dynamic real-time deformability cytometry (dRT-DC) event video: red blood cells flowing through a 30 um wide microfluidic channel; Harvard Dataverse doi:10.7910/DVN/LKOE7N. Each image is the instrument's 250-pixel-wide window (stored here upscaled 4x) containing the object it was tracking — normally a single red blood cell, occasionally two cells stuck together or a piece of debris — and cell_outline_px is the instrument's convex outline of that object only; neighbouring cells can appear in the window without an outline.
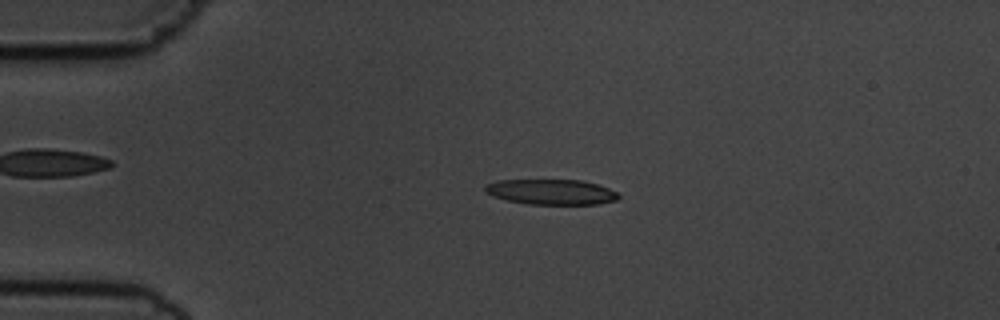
{"species": "common noctule bat (a hibernating species)", "species_latin": "Nyctalus noctula", "temperature_condition": "cold", "stored_images_in_passage": 55, "camera_frame_rate_fps": 3000, "um_per_image_px": 0.085, "animal": {"sex": "male", "body_mass_g": 19.5, "forearm_length_mm": 54.6}, "frame": {"image": 1, "passage_image": 12, "time_ms": 3.667, "image_size_px": [1000, 320], "cell_outline_px": [[620, 196], [616, 200], [600, 204], [528, 204], [508, 200], [492, 196], [484, 192], [484, 184], [496, 180], [584, 180], [608, 188], [616, 192]], "centroid_in_image_um": [46.82, 16.31], "position_along_channel_um": 38.2, "area_um2": 19.77}}
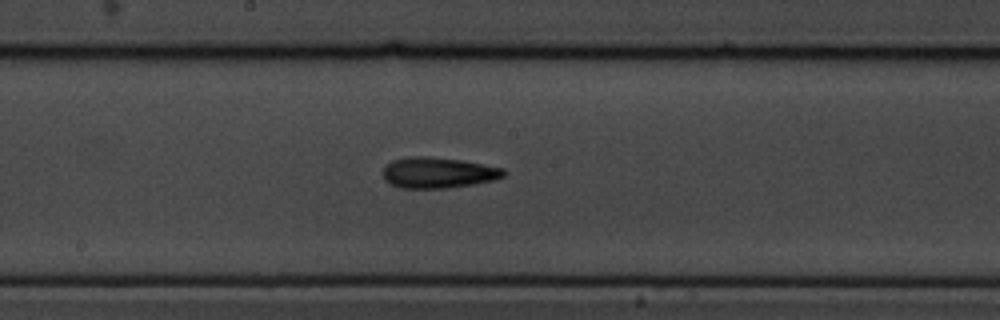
{"frame": {"image": 2, "passage_image": 29, "time_ms": 9.333, "image_size_px": [1000, 320], "cell_outline_px": [[504, 176], [492, 180], [472, 184], [444, 188], [400, 188], [384, 180], [384, 168], [392, 160], [412, 156], [428, 156], [460, 160], [504, 168]], "centroid_in_image_um": [37.21, 14.67], "position_along_channel_um": 211.0, "area_um2": 21.39}}
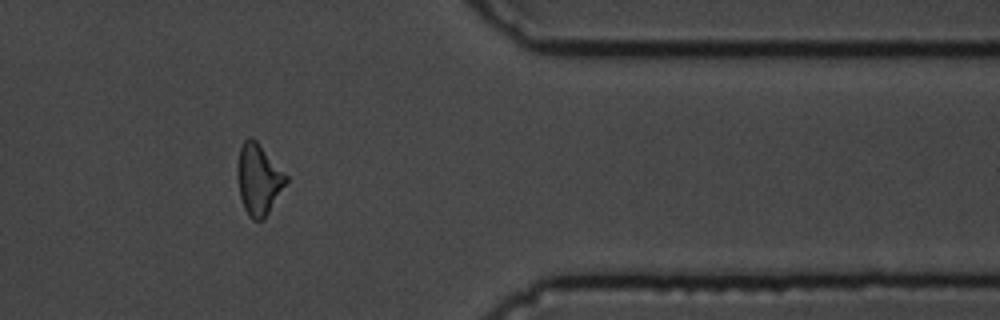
{"frame": {"image": 3, "passage_image": 45, "time_ms": 14.667, "image_size_px": [1000, 320], "cell_outline_px": [[288, 180], [264, 220], [252, 220], [248, 216], [244, 208], [240, 196], [236, 172], [236, 168], [240, 148], [244, 140], [248, 136], [252, 136], [256, 140], [288, 176]], "centroid_in_image_um": [21.96, 15.24], "position_along_channel_um": 389.4, "area_um2": 20.17}, "authors_computed_cell_mechanics": {"area_um2": 20.1722, "velocity_mm_per_s": 3.658, "shape_relaxation_time_tau1_ms": 3.7629, "shape_relaxation_time_tau2_ms": 6.9387, "deformation_change_tau1": 0.1428, "deformation_change_tau2": 0.1996}}